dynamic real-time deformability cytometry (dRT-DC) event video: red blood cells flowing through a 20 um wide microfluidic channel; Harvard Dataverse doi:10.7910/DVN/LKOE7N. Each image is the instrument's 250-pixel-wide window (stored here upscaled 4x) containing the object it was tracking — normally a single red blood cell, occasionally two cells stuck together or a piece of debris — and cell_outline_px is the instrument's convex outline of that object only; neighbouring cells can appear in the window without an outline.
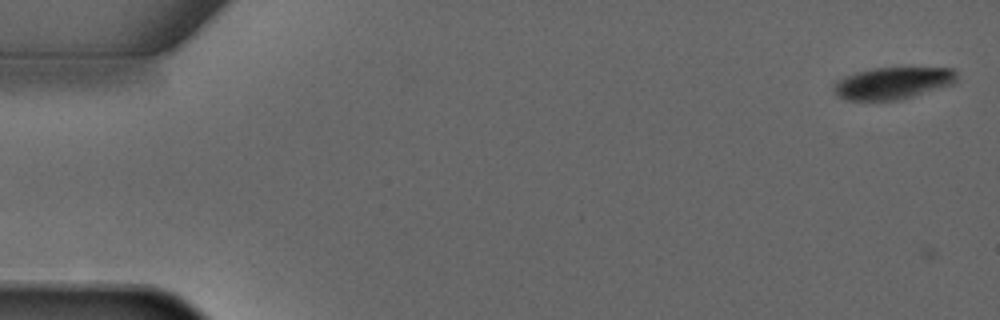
{"species": "common noctule bat (a hibernating species)", "species_latin": "Nyctalus noctula", "temperature_condition": "warm", "stored_images_in_passage": 3, "camera_frame_rate_fps": 3000, "um_per_image_px": 0.085, "animal": {"sex": "male", "forearm_length_mm": 52.5}, "frame": {"image": 1, "passage_image": 3, "time_ms": 2.667, "image_size_px": [1000, 320], "cell_outline_px": [[956, 80], [952, 84], [900, 100], [848, 100], [840, 96], [832, 88], [832, 84], [856, 72], [876, 68], [952, 68], [956, 72]], "centroid_in_image_um": [75.9, 7.07], "position_along_channel_um": 9.1, "area_um2": 22.48}}